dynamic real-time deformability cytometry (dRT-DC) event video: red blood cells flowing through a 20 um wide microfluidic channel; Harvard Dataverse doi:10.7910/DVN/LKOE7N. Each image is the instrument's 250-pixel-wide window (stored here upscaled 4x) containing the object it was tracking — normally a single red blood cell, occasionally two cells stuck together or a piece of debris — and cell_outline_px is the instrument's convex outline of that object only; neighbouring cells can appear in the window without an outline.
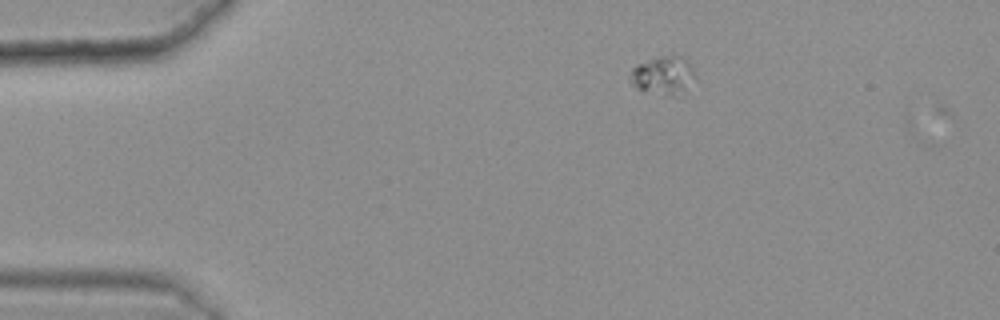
{"species": "common noctule bat (a hibernating species)", "species_latin": "Nyctalus noctula", "temperature_condition": "warm", "stored_images_in_passage": 3, "camera_frame_rate_fps": 3000, "um_per_image_px": 0.085, "animal": {"sex": "female", "body_mass_g": 25.1}, "frame": {"image": 1, "passage_image": 2, "time_ms": 0.333, "image_size_px": [1000, 320], "cell_outline_px": [[700, 80], [676, 96], [672, 96], [636, 88], [628, 80], [628, 76], [632, 68], [636, 64], [660, 56], [672, 56], [688, 60], [696, 72]], "centroid_in_image_um": [56.43, 6.42], "position_along_channel_um": 28.6, "area_um2": 14.85}}